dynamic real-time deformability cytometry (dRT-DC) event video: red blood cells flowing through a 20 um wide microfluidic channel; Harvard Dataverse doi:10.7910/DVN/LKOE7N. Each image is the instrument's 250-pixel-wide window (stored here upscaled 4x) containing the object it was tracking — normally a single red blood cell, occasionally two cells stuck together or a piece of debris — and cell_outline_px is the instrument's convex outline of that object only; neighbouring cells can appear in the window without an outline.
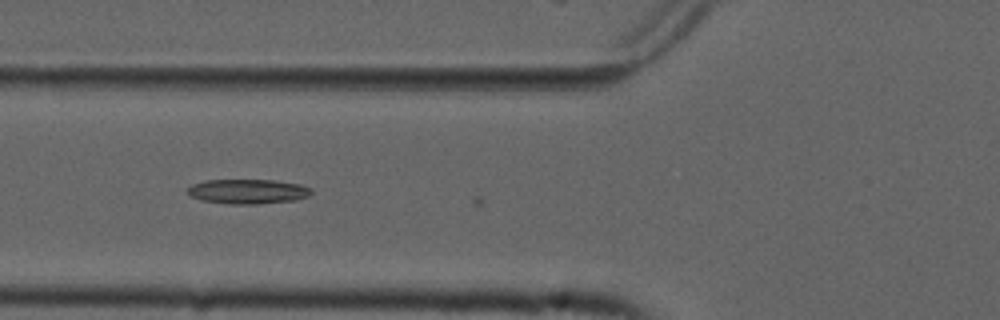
{"species": "common noctule bat (a hibernating species)", "species_latin": "Nyctalus noctula", "temperature_condition": "cold", "stored_images_in_passage": 4, "camera_frame_rate_fps": 3000, "um_per_image_px": 0.085, "animal": {"sex": "male", "forearm_length_mm": 52.5}, "frame": {"image": 1, "passage_image": 3, "time_ms": 0.667, "image_size_px": [1000, 320], "cell_outline_px": [[312, 192], [308, 196], [296, 200], [256, 204], [228, 204], [200, 200], [192, 196], [188, 192], [188, 188], [192, 184], [204, 180], [272, 180], [300, 184], [312, 188]], "centroid_in_image_um": [21.07, 16.27], "position_along_channel_um": 104.7, "area_um2": 17.8}}